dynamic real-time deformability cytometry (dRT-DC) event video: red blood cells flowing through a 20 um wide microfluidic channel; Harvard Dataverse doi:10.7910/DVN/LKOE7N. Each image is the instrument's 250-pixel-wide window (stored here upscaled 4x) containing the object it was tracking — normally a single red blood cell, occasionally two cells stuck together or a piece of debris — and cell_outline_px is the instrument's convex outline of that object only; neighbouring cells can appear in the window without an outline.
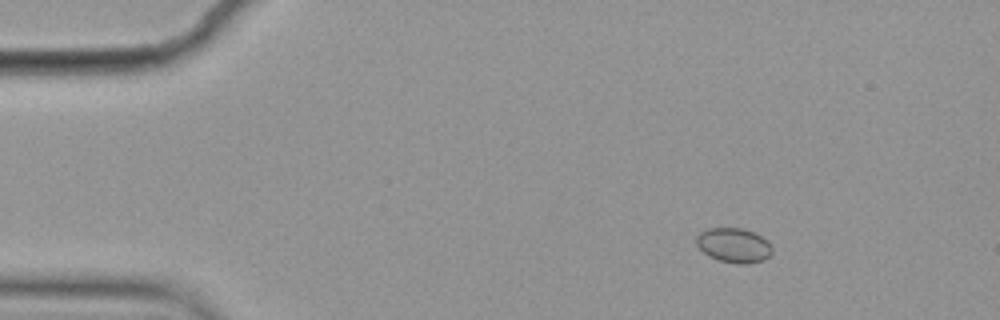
{"species": "common noctule bat (a hibernating species)", "species_latin": "Nyctalus noctula", "temperature_condition": "cold", "stored_images_in_passage": 4, "camera_frame_rate_fps": 3000, "um_per_image_px": 0.085, "animal": {"sex": "female", "body_mass_g": 19.9}, "frame": {"image": 1, "passage_image": 1, "time_ms": 0.0, "image_size_px": [1000, 320], "cell_outline_px": [[772, 252], [764, 260], [744, 264], [736, 264], [720, 260], [708, 256], [696, 244], [696, 236], [700, 232], [708, 228], [740, 228], [752, 232], [768, 240], [772, 248]], "centroid_in_image_um": [62.36, 20.85], "position_along_channel_um": 22.6, "area_um2": 15.2}}